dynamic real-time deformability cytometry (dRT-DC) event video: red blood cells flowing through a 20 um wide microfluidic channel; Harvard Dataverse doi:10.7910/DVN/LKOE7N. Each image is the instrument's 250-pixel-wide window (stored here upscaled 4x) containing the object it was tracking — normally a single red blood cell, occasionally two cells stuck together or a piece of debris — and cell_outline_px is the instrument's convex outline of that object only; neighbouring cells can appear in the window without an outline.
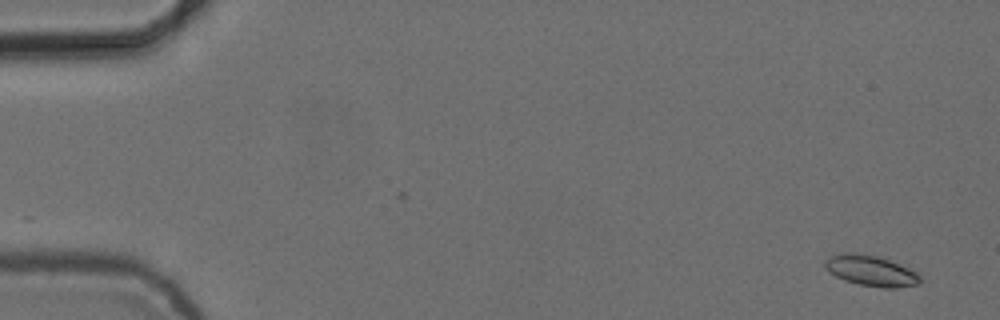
{"species": "common noctule bat (a hibernating species)", "species_latin": "Nyctalus noctula", "temperature_condition": "cold", "stored_images_in_passage": 6, "segment_of_instrument_passage": [2, 2], "camera_frame_rate_fps": 3000, "um_per_image_px": 0.085, "animal": {"sex": "female", "body_mass_g": 24.6, "forearm_length_mm": 56.2}, "frame": {"image": 1, "passage_image": 6, "time_ms": 1.667, "image_size_px": [1000, 320], "cell_outline_px": [[920, 280], [916, 284], [896, 288], [884, 288], [860, 284], [844, 280], [828, 272], [824, 268], [824, 260], [828, 256], [844, 252], [852, 252], [876, 256], [888, 260], [908, 268], [916, 272], [920, 276]], "centroid_in_image_um": [73.95, 23.0], "position_along_channel_um": 11.0, "area_um2": 16.88}}